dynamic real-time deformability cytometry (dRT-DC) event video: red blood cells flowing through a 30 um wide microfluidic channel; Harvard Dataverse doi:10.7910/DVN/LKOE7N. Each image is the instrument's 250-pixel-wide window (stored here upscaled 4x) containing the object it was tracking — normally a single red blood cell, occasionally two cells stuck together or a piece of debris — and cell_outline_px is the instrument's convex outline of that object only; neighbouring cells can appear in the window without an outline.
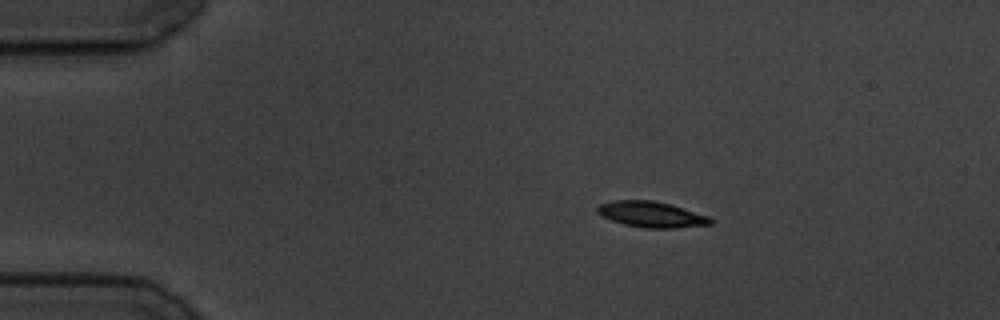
{"species": "common noctule bat (a hibernating species)", "species_latin": "Nyctalus noctula", "temperature_condition": "cold", "stored_images_in_passage": 5, "camera_frame_rate_fps": 3000, "um_per_image_px": 0.085, "animal": {"sex": "male", "body_mass_g": 19.5, "forearm_length_mm": 54.6}, "frame": {"image": 1, "passage_image": 3, "time_ms": 2.333, "image_size_px": [1000, 320], "cell_outline_px": [[712, 224], [676, 228], [644, 228], [624, 224], [612, 220], [596, 212], [596, 208], [600, 204], [612, 200], [652, 200], [668, 204], [708, 216], [712, 220]], "centroid_in_image_um": [55.34, 18.23], "position_along_channel_um": 29.7, "area_um2": 16.76}}